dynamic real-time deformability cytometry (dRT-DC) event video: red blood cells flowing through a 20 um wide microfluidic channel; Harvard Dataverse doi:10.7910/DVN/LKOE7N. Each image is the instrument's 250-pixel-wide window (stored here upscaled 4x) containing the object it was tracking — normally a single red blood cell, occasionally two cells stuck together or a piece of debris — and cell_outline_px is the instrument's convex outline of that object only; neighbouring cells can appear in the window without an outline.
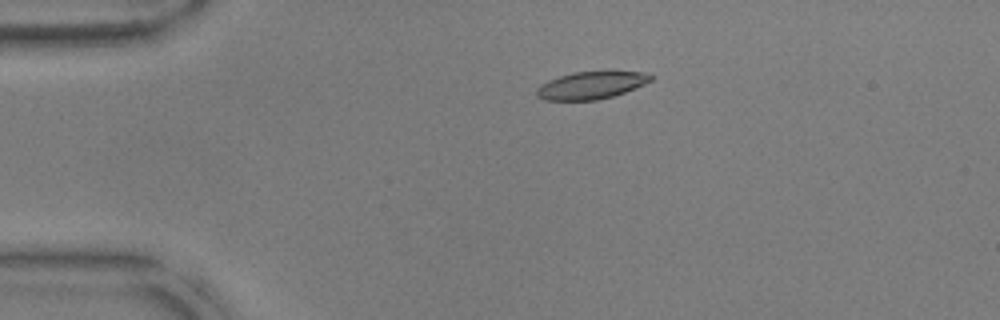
{"species": "common noctule bat (a hibernating species)", "species_latin": "Nyctalus noctula", "temperature_condition": "warm", "stored_images_in_passage": 54, "camera_frame_rate_fps": 3000, "um_per_image_px": 0.085, "animal": {"sex": "male", "body_mass_g": 17.9, "forearm_length_mm": 54.2}, "frame": {"image": 1, "passage_image": 12, "time_ms": 3.667, "image_size_px": [1000, 320], "cell_outline_px": [[652, 80], [644, 84], [624, 92], [612, 96], [596, 100], [544, 100], [536, 96], [536, 88], [540, 84], [548, 80], [572, 72], [648, 72], [652, 76]], "centroid_in_image_um": [50.2, 7.25], "position_along_channel_um": 34.8, "area_um2": 18.09}}
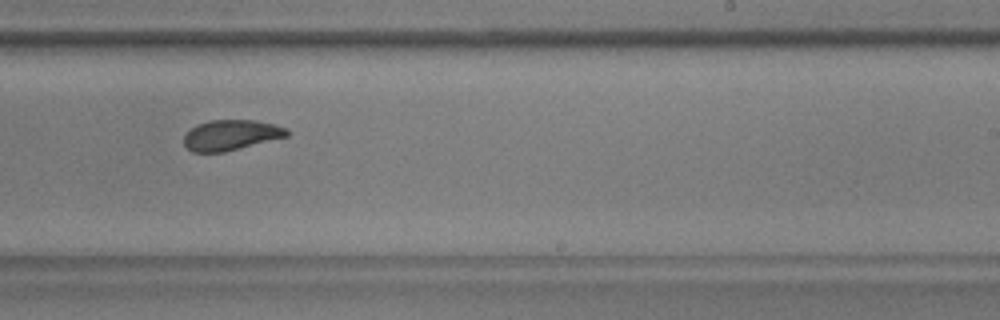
{"frame": {"image": 2, "passage_image": 34, "time_ms": 11.0, "image_size_px": [1000, 320], "cell_outline_px": [[288, 136], [224, 152], [192, 152], [184, 144], [184, 136], [196, 124], [212, 120], [252, 120], [272, 124], [288, 128]], "centroid_in_image_um": [19.62, 11.48], "position_along_channel_um": 269.4, "area_um2": 18.03}}
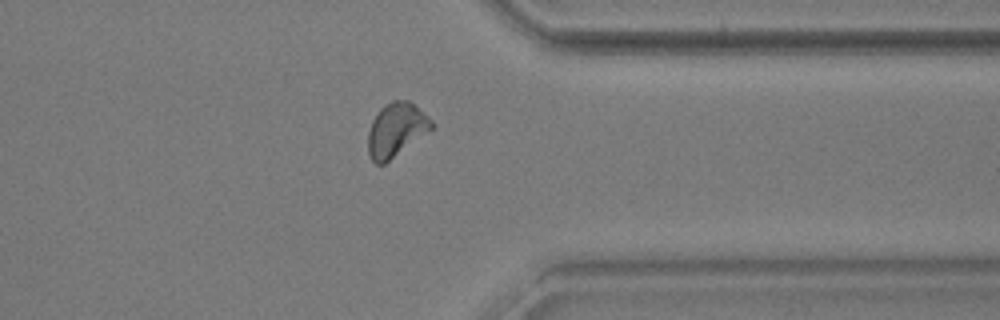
{"frame": {"image": 3, "passage_image": 43, "time_ms": 14.0, "image_size_px": [1000, 320], "cell_outline_px": [[432, 128], [384, 164], [376, 164], [372, 160], [368, 152], [368, 132], [372, 120], [380, 108], [384, 104], [392, 100], [408, 100], [428, 116], [432, 120]], "centroid_in_image_um": [33.63, 11.01], "position_along_channel_um": 377.8, "area_um2": 19.54}, "authors_computed_cell_mechanics": {"area_um2": 18.8717, "velocity_mm_per_s": 3.7767, "shape_relaxation_time_tau1_ms": 6.5091, "shape_relaxation_time_tau2_ms": 2.0904, "deformation_change_tau1": 0.1691, "deformation_change_tau2": 0.0751}}